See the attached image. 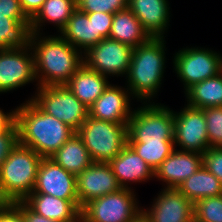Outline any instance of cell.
<instances>
[{
    "instance_id": "8992f818",
    "label": "cell",
    "mask_w": 222,
    "mask_h": 222,
    "mask_svg": "<svg viewBox=\"0 0 222 222\" xmlns=\"http://www.w3.org/2000/svg\"><path fill=\"white\" fill-rule=\"evenodd\" d=\"M128 142H174V110L153 100L142 103L128 121Z\"/></svg>"
},
{
    "instance_id": "277c9868",
    "label": "cell",
    "mask_w": 222,
    "mask_h": 222,
    "mask_svg": "<svg viewBox=\"0 0 222 222\" xmlns=\"http://www.w3.org/2000/svg\"><path fill=\"white\" fill-rule=\"evenodd\" d=\"M34 55L18 31H0V94L35 82Z\"/></svg>"
},
{
    "instance_id": "60d3db41",
    "label": "cell",
    "mask_w": 222,
    "mask_h": 222,
    "mask_svg": "<svg viewBox=\"0 0 222 222\" xmlns=\"http://www.w3.org/2000/svg\"><path fill=\"white\" fill-rule=\"evenodd\" d=\"M136 222H146L142 217L139 219V220H137Z\"/></svg>"
},
{
    "instance_id": "4fadbf2b",
    "label": "cell",
    "mask_w": 222,
    "mask_h": 222,
    "mask_svg": "<svg viewBox=\"0 0 222 222\" xmlns=\"http://www.w3.org/2000/svg\"><path fill=\"white\" fill-rule=\"evenodd\" d=\"M159 192L150 209L142 207L146 222H194V204L177 188H163Z\"/></svg>"
},
{
    "instance_id": "6da1fadb",
    "label": "cell",
    "mask_w": 222,
    "mask_h": 222,
    "mask_svg": "<svg viewBox=\"0 0 222 222\" xmlns=\"http://www.w3.org/2000/svg\"><path fill=\"white\" fill-rule=\"evenodd\" d=\"M20 34L32 48L38 87L65 85L83 65V53L60 34L58 36H42V32Z\"/></svg>"
},
{
    "instance_id": "44dd1931",
    "label": "cell",
    "mask_w": 222,
    "mask_h": 222,
    "mask_svg": "<svg viewBox=\"0 0 222 222\" xmlns=\"http://www.w3.org/2000/svg\"><path fill=\"white\" fill-rule=\"evenodd\" d=\"M76 8L75 0H45L37 14L18 32L40 33L45 23L53 24L60 32Z\"/></svg>"
},
{
    "instance_id": "9c48e42d",
    "label": "cell",
    "mask_w": 222,
    "mask_h": 222,
    "mask_svg": "<svg viewBox=\"0 0 222 222\" xmlns=\"http://www.w3.org/2000/svg\"><path fill=\"white\" fill-rule=\"evenodd\" d=\"M30 98L43 112L54 116L75 132L89 116V109L67 88L66 85L37 87Z\"/></svg>"
},
{
    "instance_id": "d590c367",
    "label": "cell",
    "mask_w": 222,
    "mask_h": 222,
    "mask_svg": "<svg viewBox=\"0 0 222 222\" xmlns=\"http://www.w3.org/2000/svg\"><path fill=\"white\" fill-rule=\"evenodd\" d=\"M0 222H25L22 214V201H18L10 209L0 212Z\"/></svg>"
},
{
    "instance_id": "f1b7e54d",
    "label": "cell",
    "mask_w": 222,
    "mask_h": 222,
    "mask_svg": "<svg viewBox=\"0 0 222 222\" xmlns=\"http://www.w3.org/2000/svg\"><path fill=\"white\" fill-rule=\"evenodd\" d=\"M155 171L175 149L174 142H128Z\"/></svg>"
},
{
    "instance_id": "3957f363",
    "label": "cell",
    "mask_w": 222,
    "mask_h": 222,
    "mask_svg": "<svg viewBox=\"0 0 222 222\" xmlns=\"http://www.w3.org/2000/svg\"><path fill=\"white\" fill-rule=\"evenodd\" d=\"M164 38H150L133 48L131 63L125 79L132 98L142 103H151L161 88L166 63Z\"/></svg>"
},
{
    "instance_id": "ffe728a7",
    "label": "cell",
    "mask_w": 222,
    "mask_h": 222,
    "mask_svg": "<svg viewBox=\"0 0 222 222\" xmlns=\"http://www.w3.org/2000/svg\"><path fill=\"white\" fill-rule=\"evenodd\" d=\"M23 202L35 213L63 222L80 220V204L78 200L59 199L44 193H31Z\"/></svg>"
},
{
    "instance_id": "83f0119b",
    "label": "cell",
    "mask_w": 222,
    "mask_h": 222,
    "mask_svg": "<svg viewBox=\"0 0 222 222\" xmlns=\"http://www.w3.org/2000/svg\"><path fill=\"white\" fill-rule=\"evenodd\" d=\"M187 105L195 108L222 106V72L215 77L193 84L184 91Z\"/></svg>"
},
{
    "instance_id": "9a60e30c",
    "label": "cell",
    "mask_w": 222,
    "mask_h": 222,
    "mask_svg": "<svg viewBox=\"0 0 222 222\" xmlns=\"http://www.w3.org/2000/svg\"><path fill=\"white\" fill-rule=\"evenodd\" d=\"M32 193H44L59 199L78 200L76 176L51 158H42Z\"/></svg>"
},
{
    "instance_id": "8fae6325",
    "label": "cell",
    "mask_w": 222,
    "mask_h": 222,
    "mask_svg": "<svg viewBox=\"0 0 222 222\" xmlns=\"http://www.w3.org/2000/svg\"><path fill=\"white\" fill-rule=\"evenodd\" d=\"M133 48L122 42L105 38L83 53V64L107 76H126Z\"/></svg>"
},
{
    "instance_id": "f35d334b",
    "label": "cell",
    "mask_w": 222,
    "mask_h": 222,
    "mask_svg": "<svg viewBox=\"0 0 222 222\" xmlns=\"http://www.w3.org/2000/svg\"><path fill=\"white\" fill-rule=\"evenodd\" d=\"M15 122V109L5 112L0 108V133L7 130Z\"/></svg>"
},
{
    "instance_id": "e0dca14e",
    "label": "cell",
    "mask_w": 222,
    "mask_h": 222,
    "mask_svg": "<svg viewBox=\"0 0 222 222\" xmlns=\"http://www.w3.org/2000/svg\"><path fill=\"white\" fill-rule=\"evenodd\" d=\"M203 166L201 153L174 149L155 169L154 178L165 182L164 188H177Z\"/></svg>"
},
{
    "instance_id": "4dcf8cb0",
    "label": "cell",
    "mask_w": 222,
    "mask_h": 222,
    "mask_svg": "<svg viewBox=\"0 0 222 222\" xmlns=\"http://www.w3.org/2000/svg\"><path fill=\"white\" fill-rule=\"evenodd\" d=\"M209 147H222V106L204 108Z\"/></svg>"
},
{
    "instance_id": "30bf717a",
    "label": "cell",
    "mask_w": 222,
    "mask_h": 222,
    "mask_svg": "<svg viewBox=\"0 0 222 222\" xmlns=\"http://www.w3.org/2000/svg\"><path fill=\"white\" fill-rule=\"evenodd\" d=\"M174 55L173 69L181 79L185 91L193 84L222 72V54L209 48L186 47Z\"/></svg>"
},
{
    "instance_id": "74e56055",
    "label": "cell",
    "mask_w": 222,
    "mask_h": 222,
    "mask_svg": "<svg viewBox=\"0 0 222 222\" xmlns=\"http://www.w3.org/2000/svg\"><path fill=\"white\" fill-rule=\"evenodd\" d=\"M15 204H16V202L8 194L5 186L2 184V182L0 180V212L10 209Z\"/></svg>"
},
{
    "instance_id": "5b68a950",
    "label": "cell",
    "mask_w": 222,
    "mask_h": 222,
    "mask_svg": "<svg viewBox=\"0 0 222 222\" xmlns=\"http://www.w3.org/2000/svg\"><path fill=\"white\" fill-rule=\"evenodd\" d=\"M76 133L93 162L109 163L128 144V124L88 116Z\"/></svg>"
},
{
    "instance_id": "836d02e7",
    "label": "cell",
    "mask_w": 222,
    "mask_h": 222,
    "mask_svg": "<svg viewBox=\"0 0 222 222\" xmlns=\"http://www.w3.org/2000/svg\"><path fill=\"white\" fill-rule=\"evenodd\" d=\"M202 157L203 166L222 183V147H209Z\"/></svg>"
},
{
    "instance_id": "d6986e66",
    "label": "cell",
    "mask_w": 222,
    "mask_h": 222,
    "mask_svg": "<svg viewBox=\"0 0 222 222\" xmlns=\"http://www.w3.org/2000/svg\"><path fill=\"white\" fill-rule=\"evenodd\" d=\"M109 164L122 188L132 189L129 183L147 182L154 178V170L129 144Z\"/></svg>"
},
{
    "instance_id": "4316f807",
    "label": "cell",
    "mask_w": 222,
    "mask_h": 222,
    "mask_svg": "<svg viewBox=\"0 0 222 222\" xmlns=\"http://www.w3.org/2000/svg\"><path fill=\"white\" fill-rule=\"evenodd\" d=\"M45 0H10L0 14L1 31H19L41 9Z\"/></svg>"
},
{
    "instance_id": "d6a6232c",
    "label": "cell",
    "mask_w": 222,
    "mask_h": 222,
    "mask_svg": "<svg viewBox=\"0 0 222 222\" xmlns=\"http://www.w3.org/2000/svg\"><path fill=\"white\" fill-rule=\"evenodd\" d=\"M18 143L19 131L17 124L14 122L7 130L0 133V167Z\"/></svg>"
},
{
    "instance_id": "f546056e",
    "label": "cell",
    "mask_w": 222,
    "mask_h": 222,
    "mask_svg": "<svg viewBox=\"0 0 222 222\" xmlns=\"http://www.w3.org/2000/svg\"><path fill=\"white\" fill-rule=\"evenodd\" d=\"M194 222H222V195L194 203Z\"/></svg>"
},
{
    "instance_id": "d4e9b609",
    "label": "cell",
    "mask_w": 222,
    "mask_h": 222,
    "mask_svg": "<svg viewBox=\"0 0 222 222\" xmlns=\"http://www.w3.org/2000/svg\"><path fill=\"white\" fill-rule=\"evenodd\" d=\"M50 158L75 176L93 163L82 139L76 132Z\"/></svg>"
},
{
    "instance_id": "ab89813d",
    "label": "cell",
    "mask_w": 222,
    "mask_h": 222,
    "mask_svg": "<svg viewBox=\"0 0 222 222\" xmlns=\"http://www.w3.org/2000/svg\"><path fill=\"white\" fill-rule=\"evenodd\" d=\"M9 2L10 0H0V14L4 11Z\"/></svg>"
},
{
    "instance_id": "52a82bcc",
    "label": "cell",
    "mask_w": 222,
    "mask_h": 222,
    "mask_svg": "<svg viewBox=\"0 0 222 222\" xmlns=\"http://www.w3.org/2000/svg\"><path fill=\"white\" fill-rule=\"evenodd\" d=\"M42 157L20 143L10 152L0 167V180L15 202L32 193Z\"/></svg>"
},
{
    "instance_id": "2e32d148",
    "label": "cell",
    "mask_w": 222,
    "mask_h": 222,
    "mask_svg": "<svg viewBox=\"0 0 222 222\" xmlns=\"http://www.w3.org/2000/svg\"><path fill=\"white\" fill-rule=\"evenodd\" d=\"M132 95L127 88L109 84L103 94L88 108L89 116L119 124H128L133 114L130 99Z\"/></svg>"
},
{
    "instance_id": "7402d4cb",
    "label": "cell",
    "mask_w": 222,
    "mask_h": 222,
    "mask_svg": "<svg viewBox=\"0 0 222 222\" xmlns=\"http://www.w3.org/2000/svg\"><path fill=\"white\" fill-rule=\"evenodd\" d=\"M108 80L107 76L101 75L83 64L65 85L89 108L108 87L110 84Z\"/></svg>"
},
{
    "instance_id": "5bb4252c",
    "label": "cell",
    "mask_w": 222,
    "mask_h": 222,
    "mask_svg": "<svg viewBox=\"0 0 222 222\" xmlns=\"http://www.w3.org/2000/svg\"><path fill=\"white\" fill-rule=\"evenodd\" d=\"M78 202L82 208L87 202L119 191L116 176L109 163L93 162L76 176Z\"/></svg>"
},
{
    "instance_id": "8d00e7d4",
    "label": "cell",
    "mask_w": 222,
    "mask_h": 222,
    "mask_svg": "<svg viewBox=\"0 0 222 222\" xmlns=\"http://www.w3.org/2000/svg\"><path fill=\"white\" fill-rule=\"evenodd\" d=\"M22 214L24 216L25 222H63L54 219H48L35 213L23 201H22Z\"/></svg>"
},
{
    "instance_id": "484cf974",
    "label": "cell",
    "mask_w": 222,
    "mask_h": 222,
    "mask_svg": "<svg viewBox=\"0 0 222 222\" xmlns=\"http://www.w3.org/2000/svg\"><path fill=\"white\" fill-rule=\"evenodd\" d=\"M177 189L193 204L203 198L222 195V183L204 166L183 181Z\"/></svg>"
},
{
    "instance_id": "7a4b0ae2",
    "label": "cell",
    "mask_w": 222,
    "mask_h": 222,
    "mask_svg": "<svg viewBox=\"0 0 222 222\" xmlns=\"http://www.w3.org/2000/svg\"><path fill=\"white\" fill-rule=\"evenodd\" d=\"M19 143L42 158H50L75 131L54 116L43 112L31 99L15 108Z\"/></svg>"
},
{
    "instance_id": "cb8c5ba5",
    "label": "cell",
    "mask_w": 222,
    "mask_h": 222,
    "mask_svg": "<svg viewBox=\"0 0 222 222\" xmlns=\"http://www.w3.org/2000/svg\"><path fill=\"white\" fill-rule=\"evenodd\" d=\"M109 38L136 48L151 37L145 31L138 18L127 7L114 13Z\"/></svg>"
},
{
    "instance_id": "ba28073f",
    "label": "cell",
    "mask_w": 222,
    "mask_h": 222,
    "mask_svg": "<svg viewBox=\"0 0 222 222\" xmlns=\"http://www.w3.org/2000/svg\"><path fill=\"white\" fill-rule=\"evenodd\" d=\"M134 192L121 188L89 201L81 208L80 219L83 222H136L142 217V207H139Z\"/></svg>"
},
{
    "instance_id": "1f68e13d",
    "label": "cell",
    "mask_w": 222,
    "mask_h": 222,
    "mask_svg": "<svg viewBox=\"0 0 222 222\" xmlns=\"http://www.w3.org/2000/svg\"><path fill=\"white\" fill-rule=\"evenodd\" d=\"M77 8L85 13L105 12L114 14L128 7V0H77Z\"/></svg>"
},
{
    "instance_id": "ac0fdd59",
    "label": "cell",
    "mask_w": 222,
    "mask_h": 222,
    "mask_svg": "<svg viewBox=\"0 0 222 222\" xmlns=\"http://www.w3.org/2000/svg\"><path fill=\"white\" fill-rule=\"evenodd\" d=\"M128 8L152 38H164L170 22L168 0H128Z\"/></svg>"
},
{
    "instance_id": "603a6c76",
    "label": "cell",
    "mask_w": 222,
    "mask_h": 222,
    "mask_svg": "<svg viewBox=\"0 0 222 222\" xmlns=\"http://www.w3.org/2000/svg\"><path fill=\"white\" fill-rule=\"evenodd\" d=\"M59 34L82 53L100 42L95 35L94 16H88L78 8Z\"/></svg>"
},
{
    "instance_id": "7c38bea8",
    "label": "cell",
    "mask_w": 222,
    "mask_h": 222,
    "mask_svg": "<svg viewBox=\"0 0 222 222\" xmlns=\"http://www.w3.org/2000/svg\"><path fill=\"white\" fill-rule=\"evenodd\" d=\"M174 146L182 151L201 154L209 148L203 109L186 104L180 112L174 111Z\"/></svg>"
},
{
    "instance_id": "e575fe53",
    "label": "cell",
    "mask_w": 222,
    "mask_h": 222,
    "mask_svg": "<svg viewBox=\"0 0 222 222\" xmlns=\"http://www.w3.org/2000/svg\"><path fill=\"white\" fill-rule=\"evenodd\" d=\"M88 16H94L95 35L99 41L109 38L114 14L105 12L87 13Z\"/></svg>"
}]
</instances>
